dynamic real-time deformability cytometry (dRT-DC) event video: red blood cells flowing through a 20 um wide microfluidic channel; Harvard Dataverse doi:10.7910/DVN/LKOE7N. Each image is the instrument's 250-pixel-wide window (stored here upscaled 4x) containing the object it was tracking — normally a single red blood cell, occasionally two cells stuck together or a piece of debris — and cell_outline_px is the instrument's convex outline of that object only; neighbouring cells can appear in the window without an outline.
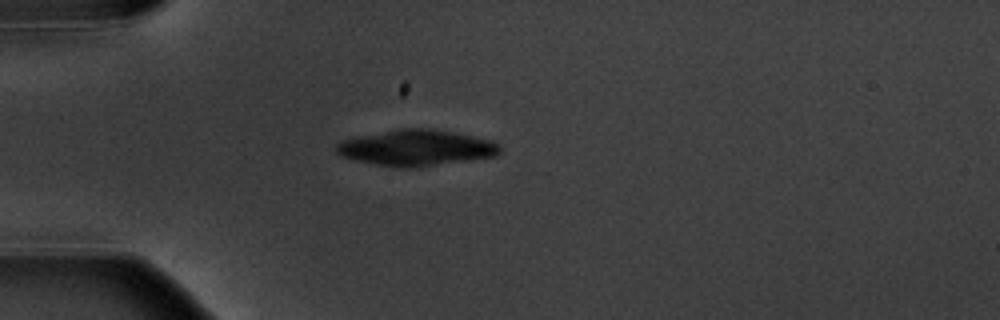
{"species": "common noctule bat (a hibernating species)", "species_latin": "Nyctalus noctula", "temperature_condition": "warm", "stored_images_in_passage": 5, "camera_frame_rate_fps": 3000, "um_per_image_px": 0.085, "animal": {"sex": "male", "body_mass_g": 20.1, "forearm_length_mm": 53.5}, "frame": {"image": 1, "passage_image": 5, "time_ms": 5.0, "image_size_px": [1000, 320], "cell_outline_px": [[500, 152], [496, 156], [412, 168], [400, 168], [376, 164], [356, 160], [340, 156], [336, 152], [336, 144], [344, 140], [360, 136], [404, 128], [428, 128], [452, 132], [472, 136], [488, 140], [500, 144]], "centroid_in_image_um": [35.38, 12.57], "position_along_channel_um": 49.6, "area_um2": 33.76}}